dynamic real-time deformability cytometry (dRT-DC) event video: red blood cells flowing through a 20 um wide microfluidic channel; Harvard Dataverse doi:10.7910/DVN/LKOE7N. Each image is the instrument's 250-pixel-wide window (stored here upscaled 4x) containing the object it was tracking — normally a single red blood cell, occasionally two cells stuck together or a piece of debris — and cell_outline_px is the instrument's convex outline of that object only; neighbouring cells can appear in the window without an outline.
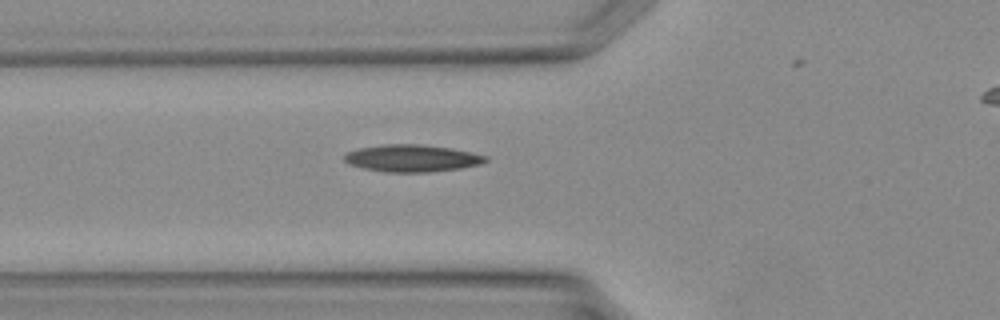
{"species": "Egyptian fruit bat (a non-hibernating species)", "species_latin": "Rousettus aegyptiacus", "temperature_condition": "warm", "stored_images_in_passage": 21, "camera_frame_rate_fps": 3000, "um_per_image_px": 0.085, "animal": {"sex": "female"}, "frame": {"image": 1, "passage_image": 4, "time_ms": 1.0, "image_size_px": [1000, 320], "cell_outline_px": [[488, 160], [480, 164], [460, 168], [428, 172], [384, 172], [364, 168], [348, 164], [344, 160], [344, 156], [348, 152], [356, 148], [384, 144], [420, 144], [452, 148], [488, 156]], "centroid_in_image_um": [35.0, 13.44], "position_along_channel_um": 90.8, "area_um2": 22.37}}
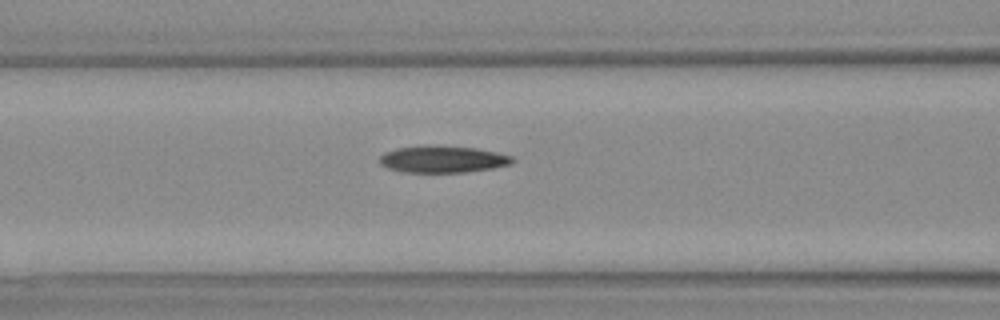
{"frame": {"image": 2, "passage_image": 6, "time_ms": 1.667, "image_size_px": [1000, 320], "cell_outline_px": [[516, 160], [512, 164], [492, 168], [464, 172], [404, 172], [388, 168], [380, 164], [380, 156], [384, 152], [396, 148], [476, 148], [496, 152], [512, 156]], "centroid_in_image_um": [37.67, 13.58], "position_along_channel_um": 128.9, "area_um2": 19.83}}